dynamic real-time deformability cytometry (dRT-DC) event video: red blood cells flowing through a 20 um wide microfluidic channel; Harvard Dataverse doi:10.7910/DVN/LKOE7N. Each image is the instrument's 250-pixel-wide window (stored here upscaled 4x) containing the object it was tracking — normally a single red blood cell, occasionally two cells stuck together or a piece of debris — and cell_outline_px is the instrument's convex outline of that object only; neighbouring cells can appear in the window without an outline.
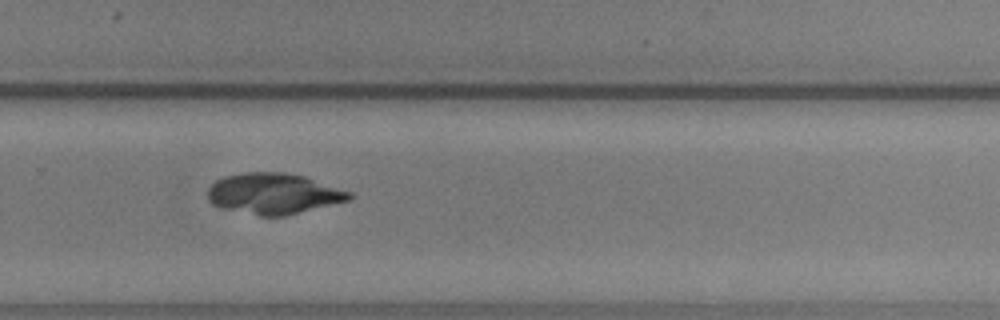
{"species": "common noctule bat (a hibernating species)", "species_latin": "Nyctalus noctula", "temperature_condition": "warm", "stored_images_in_passage": 56, "camera_frame_rate_fps": 3000, "um_per_image_px": 0.085, "animal": {"sex": "male", "body_mass_g": 20.5, "forearm_length_mm": 52.5}, "frame": {"image": 1, "passage_image": 38, "time_ms": 12.333, "image_size_px": [1000, 320], "cell_outline_px": [[356, 196], [352, 200], [284, 216], [260, 216], [220, 208], [212, 204], [208, 200], [208, 188], [216, 180], [224, 176], [240, 172], [284, 172], [304, 176], [352, 192]], "centroid_in_image_um": [23.27, 16.46], "position_along_channel_um": 306.5, "area_um2": 34.1}}
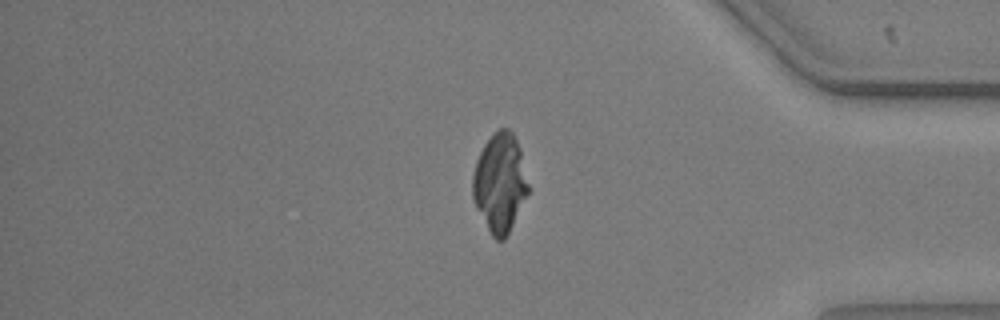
{"frame": {"image": 2, "passage_image": 47, "time_ms": 15.333, "image_size_px": [1000, 320], "cell_outline_px": [[532, 188], [504, 240], [496, 240], [492, 236], [476, 208], [472, 200], [472, 172], [476, 160], [484, 144], [500, 128], [508, 128], [512, 132], [520, 148]], "centroid_in_image_um": [42.51, 15.55], "position_along_channel_um": 392.7, "area_um2": 32.48}}
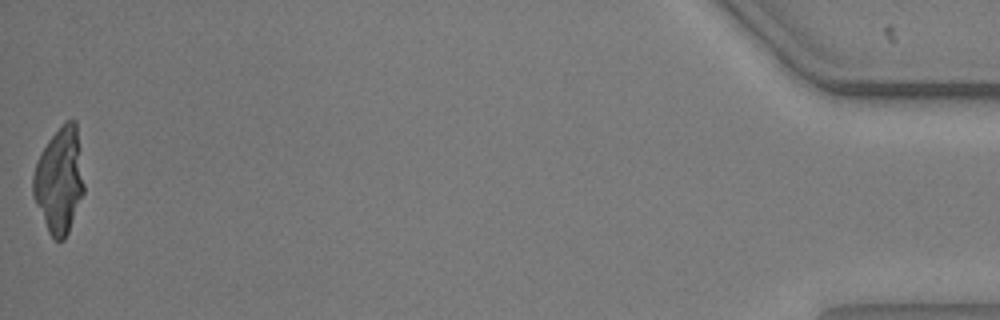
{"frame": {"image": 3, "passage_image": 56, "time_ms": 18.333, "image_size_px": [1000, 320], "cell_outline_px": [[84, 192], [68, 232], [64, 240], [56, 240], [48, 232], [32, 196], [32, 176], [36, 164], [48, 140], [68, 120], [76, 120], [80, 148], [84, 184]], "centroid_in_image_um": [5.04, 15.35], "position_along_channel_um": 430.2, "area_um2": 31.1}}